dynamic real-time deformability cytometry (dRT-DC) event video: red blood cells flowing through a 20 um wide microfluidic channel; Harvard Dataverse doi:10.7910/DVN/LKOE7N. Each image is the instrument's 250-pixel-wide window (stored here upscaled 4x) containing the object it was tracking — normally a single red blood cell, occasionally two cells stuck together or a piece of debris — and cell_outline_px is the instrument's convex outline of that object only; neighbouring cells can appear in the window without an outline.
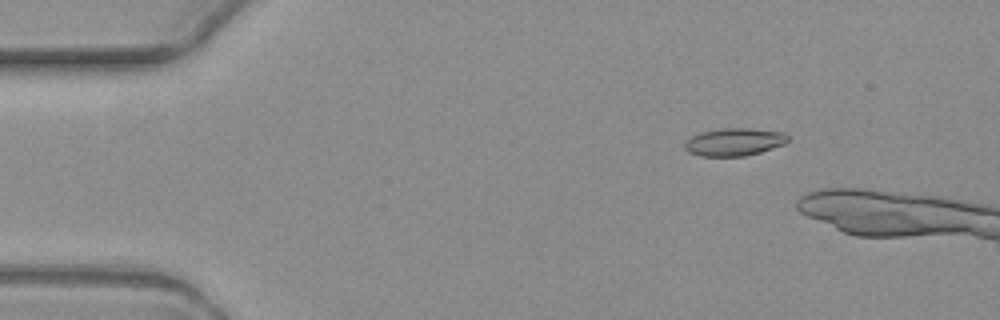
{"species": "common noctule bat (a hibernating species)", "species_latin": "Nyctalus noctula", "temperature_condition": "warm", "stored_images_in_passage": 3, "camera_frame_rate_fps": 3000, "um_per_image_px": 0.085, "animal": {"sex": "female", "body_mass_g": 19.3, "forearm_length_mm": 54.1}, "frame": {"image": 1, "passage_image": 1, "time_ms": 0.0, "image_size_px": [1000, 320], "cell_outline_px": [[788, 140], [784, 144], [760, 152], [744, 156], [700, 156], [688, 152], [684, 148], [684, 144], [692, 136], [700, 132], [724, 128], [748, 128], [784, 132], [788, 136]], "centroid_in_image_um": [62.4, 12.06], "position_along_channel_um": 22.6, "area_um2": 16.59}}